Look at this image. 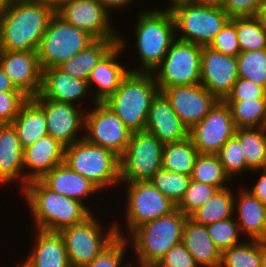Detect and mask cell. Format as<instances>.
Returning a JSON list of instances; mask_svg holds the SVG:
<instances>
[{"label":"cell","instance_id":"cell-39","mask_svg":"<svg viewBox=\"0 0 266 267\" xmlns=\"http://www.w3.org/2000/svg\"><path fill=\"white\" fill-rule=\"evenodd\" d=\"M238 77L266 88V49L237 55Z\"/></svg>","mask_w":266,"mask_h":267},{"label":"cell","instance_id":"cell-12","mask_svg":"<svg viewBox=\"0 0 266 267\" xmlns=\"http://www.w3.org/2000/svg\"><path fill=\"white\" fill-rule=\"evenodd\" d=\"M126 208V229L128 235L122 232L123 229L115 223L116 233L119 237L129 235L139 226L154 221L167 215L177 208L170 199L163 195L150 181L127 182Z\"/></svg>","mask_w":266,"mask_h":267},{"label":"cell","instance_id":"cell-17","mask_svg":"<svg viewBox=\"0 0 266 267\" xmlns=\"http://www.w3.org/2000/svg\"><path fill=\"white\" fill-rule=\"evenodd\" d=\"M238 78L237 57L202 46L200 84L211 94L218 100H224Z\"/></svg>","mask_w":266,"mask_h":267},{"label":"cell","instance_id":"cell-16","mask_svg":"<svg viewBox=\"0 0 266 267\" xmlns=\"http://www.w3.org/2000/svg\"><path fill=\"white\" fill-rule=\"evenodd\" d=\"M55 13L72 26L84 30L95 39H119L117 28L111 24L110 13L99 0H72Z\"/></svg>","mask_w":266,"mask_h":267},{"label":"cell","instance_id":"cell-44","mask_svg":"<svg viewBox=\"0 0 266 267\" xmlns=\"http://www.w3.org/2000/svg\"><path fill=\"white\" fill-rule=\"evenodd\" d=\"M211 48L227 56H235L241 52L236 31V18L230 19L215 35L209 45Z\"/></svg>","mask_w":266,"mask_h":267},{"label":"cell","instance_id":"cell-40","mask_svg":"<svg viewBox=\"0 0 266 267\" xmlns=\"http://www.w3.org/2000/svg\"><path fill=\"white\" fill-rule=\"evenodd\" d=\"M206 228L214 245L221 253L242 243L239 240L241 232L235 217L207 224Z\"/></svg>","mask_w":266,"mask_h":267},{"label":"cell","instance_id":"cell-6","mask_svg":"<svg viewBox=\"0 0 266 267\" xmlns=\"http://www.w3.org/2000/svg\"><path fill=\"white\" fill-rule=\"evenodd\" d=\"M186 216L176 208L171 213L137 227L127 238L134 246L138 266H154L170 248L182 242ZM131 236V237H130ZM131 239V240H130Z\"/></svg>","mask_w":266,"mask_h":267},{"label":"cell","instance_id":"cell-9","mask_svg":"<svg viewBox=\"0 0 266 267\" xmlns=\"http://www.w3.org/2000/svg\"><path fill=\"white\" fill-rule=\"evenodd\" d=\"M93 214L92 212L84 221L59 231L65 242L70 267L89 264L117 237L114 222L111 227H107L106 232Z\"/></svg>","mask_w":266,"mask_h":267},{"label":"cell","instance_id":"cell-5","mask_svg":"<svg viewBox=\"0 0 266 267\" xmlns=\"http://www.w3.org/2000/svg\"><path fill=\"white\" fill-rule=\"evenodd\" d=\"M168 9L174 18L176 38L200 46H209L231 19L221 4L173 0Z\"/></svg>","mask_w":266,"mask_h":267},{"label":"cell","instance_id":"cell-33","mask_svg":"<svg viewBox=\"0 0 266 267\" xmlns=\"http://www.w3.org/2000/svg\"><path fill=\"white\" fill-rule=\"evenodd\" d=\"M239 138L247 166L253 171L266 168V127L238 128Z\"/></svg>","mask_w":266,"mask_h":267},{"label":"cell","instance_id":"cell-55","mask_svg":"<svg viewBox=\"0 0 266 267\" xmlns=\"http://www.w3.org/2000/svg\"><path fill=\"white\" fill-rule=\"evenodd\" d=\"M10 0H0V15L7 9Z\"/></svg>","mask_w":266,"mask_h":267},{"label":"cell","instance_id":"cell-41","mask_svg":"<svg viewBox=\"0 0 266 267\" xmlns=\"http://www.w3.org/2000/svg\"><path fill=\"white\" fill-rule=\"evenodd\" d=\"M216 155L230 179L246 170L252 172L246 164L239 138L235 134L221 147Z\"/></svg>","mask_w":266,"mask_h":267},{"label":"cell","instance_id":"cell-30","mask_svg":"<svg viewBox=\"0 0 266 267\" xmlns=\"http://www.w3.org/2000/svg\"><path fill=\"white\" fill-rule=\"evenodd\" d=\"M118 43V39H95L58 68L72 77L87 80L93 68Z\"/></svg>","mask_w":266,"mask_h":267},{"label":"cell","instance_id":"cell-3","mask_svg":"<svg viewBox=\"0 0 266 267\" xmlns=\"http://www.w3.org/2000/svg\"><path fill=\"white\" fill-rule=\"evenodd\" d=\"M137 16L135 47L141 65L130 72L152 73L176 39L174 18L168 7L141 11Z\"/></svg>","mask_w":266,"mask_h":267},{"label":"cell","instance_id":"cell-34","mask_svg":"<svg viewBox=\"0 0 266 267\" xmlns=\"http://www.w3.org/2000/svg\"><path fill=\"white\" fill-rule=\"evenodd\" d=\"M238 128L266 127V99L224 100Z\"/></svg>","mask_w":266,"mask_h":267},{"label":"cell","instance_id":"cell-38","mask_svg":"<svg viewBox=\"0 0 266 267\" xmlns=\"http://www.w3.org/2000/svg\"><path fill=\"white\" fill-rule=\"evenodd\" d=\"M191 181V175L170 172L163 168L158 170L150 182L174 204L183 199Z\"/></svg>","mask_w":266,"mask_h":267},{"label":"cell","instance_id":"cell-43","mask_svg":"<svg viewBox=\"0 0 266 267\" xmlns=\"http://www.w3.org/2000/svg\"><path fill=\"white\" fill-rule=\"evenodd\" d=\"M127 245H129L126 237L117 236L106 248L98 254L89 264L83 267H130V265L122 266V262L126 253Z\"/></svg>","mask_w":266,"mask_h":267},{"label":"cell","instance_id":"cell-2","mask_svg":"<svg viewBox=\"0 0 266 267\" xmlns=\"http://www.w3.org/2000/svg\"><path fill=\"white\" fill-rule=\"evenodd\" d=\"M22 194L29 205L35 222L33 228L36 229L59 232L84 221L92 214L89 206L51 191L40 180L28 182Z\"/></svg>","mask_w":266,"mask_h":267},{"label":"cell","instance_id":"cell-53","mask_svg":"<svg viewBox=\"0 0 266 267\" xmlns=\"http://www.w3.org/2000/svg\"><path fill=\"white\" fill-rule=\"evenodd\" d=\"M258 18L260 19L262 26L266 32V0H263V2L261 4Z\"/></svg>","mask_w":266,"mask_h":267},{"label":"cell","instance_id":"cell-52","mask_svg":"<svg viewBox=\"0 0 266 267\" xmlns=\"http://www.w3.org/2000/svg\"><path fill=\"white\" fill-rule=\"evenodd\" d=\"M51 7L54 11L58 10L63 4L72 0H41Z\"/></svg>","mask_w":266,"mask_h":267},{"label":"cell","instance_id":"cell-51","mask_svg":"<svg viewBox=\"0 0 266 267\" xmlns=\"http://www.w3.org/2000/svg\"><path fill=\"white\" fill-rule=\"evenodd\" d=\"M0 91H20L12 83L9 76L5 73L0 63Z\"/></svg>","mask_w":266,"mask_h":267},{"label":"cell","instance_id":"cell-11","mask_svg":"<svg viewBox=\"0 0 266 267\" xmlns=\"http://www.w3.org/2000/svg\"><path fill=\"white\" fill-rule=\"evenodd\" d=\"M164 144L152 133L132 132L127 149L120 157V182L150 181L162 168Z\"/></svg>","mask_w":266,"mask_h":267},{"label":"cell","instance_id":"cell-19","mask_svg":"<svg viewBox=\"0 0 266 267\" xmlns=\"http://www.w3.org/2000/svg\"><path fill=\"white\" fill-rule=\"evenodd\" d=\"M0 63L14 86L32 98L40 93L42 69L37 51L0 50Z\"/></svg>","mask_w":266,"mask_h":267},{"label":"cell","instance_id":"cell-7","mask_svg":"<svg viewBox=\"0 0 266 267\" xmlns=\"http://www.w3.org/2000/svg\"><path fill=\"white\" fill-rule=\"evenodd\" d=\"M64 163L102 191L121 184L120 157L84 138L65 147Z\"/></svg>","mask_w":266,"mask_h":267},{"label":"cell","instance_id":"cell-27","mask_svg":"<svg viewBox=\"0 0 266 267\" xmlns=\"http://www.w3.org/2000/svg\"><path fill=\"white\" fill-rule=\"evenodd\" d=\"M182 243L199 267L221 266L222 253L214 245L206 225L187 217L183 227Z\"/></svg>","mask_w":266,"mask_h":267},{"label":"cell","instance_id":"cell-4","mask_svg":"<svg viewBox=\"0 0 266 267\" xmlns=\"http://www.w3.org/2000/svg\"><path fill=\"white\" fill-rule=\"evenodd\" d=\"M160 92L152 73L129 72L118 89L103 103L131 131L145 130L152 100Z\"/></svg>","mask_w":266,"mask_h":267},{"label":"cell","instance_id":"cell-25","mask_svg":"<svg viewBox=\"0 0 266 267\" xmlns=\"http://www.w3.org/2000/svg\"><path fill=\"white\" fill-rule=\"evenodd\" d=\"M24 189L23 148L13 124H0V186L13 181ZM10 182V183H9Z\"/></svg>","mask_w":266,"mask_h":267},{"label":"cell","instance_id":"cell-24","mask_svg":"<svg viewBox=\"0 0 266 267\" xmlns=\"http://www.w3.org/2000/svg\"><path fill=\"white\" fill-rule=\"evenodd\" d=\"M40 181L51 191L80 201L85 206L83 201H88V196L101 192L93 182L72 170L64 162L46 173Z\"/></svg>","mask_w":266,"mask_h":267},{"label":"cell","instance_id":"cell-56","mask_svg":"<svg viewBox=\"0 0 266 267\" xmlns=\"http://www.w3.org/2000/svg\"><path fill=\"white\" fill-rule=\"evenodd\" d=\"M194 1L205 2V3L221 4L223 0H194Z\"/></svg>","mask_w":266,"mask_h":267},{"label":"cell","instance_id":"cell-58","mask_svg":"<svg viewBox=\"0 0 266 267\" xmlns=\"http://www.w3.org/2000/svg\"><path fill=\"white\" fill-rule=\"evenodd\" d=\"M130 267H133V266H132V264H131V266H130ZM140 267H153V266H140Z\"/></svg>","mask_w":266,"mask_h":267},{"label":"cell","instance_id":"cell-8","mask_svg":"<svg viewBox=\"0 0 266 267\" xmlns=\"http://www.w3.org/2000/svg\"><path fill=\"white\" fill-rule=\"evenodd\" d=\"M94 40L88 32L72 26L55 13L37 49L41 69L58 67Z\"/></svg>","mask_w":266,"mask_h":267},{"label":"cell","instance_id":"cell-28","mask_svg":"<svg viewBox=\"0 0 266 267\" xmlns=\"http://www.w3.org/2000/svg\"><path fill=\"white\" fill-rule=\"evenodd\" d=\"M37 242L28 253L27 262L32 267H70L65 242L60 232L31 229Z\"/></svg>","mask_w":266,"mask_h":267},{"label":"cell","instance_id":"cell-54","mask_svg":"<svg viewBox=\"0 0 266 267\" xmlns=\"http://www.w3.org/2000/svg\"><path fill=\"white\" fill-rule=\"evenodd\" d=\"M261 267H266V241H261Z\"/></svg>","mask_w":266,"mask_h":267},{"label":"cell","instance_id":"cell-37","mask_svg":"<svg viewBox=\"0 0 266 267\" xmlns=\"http://www.w3.org/2000/svg\"><path fill=\"white\" fill-rule=\"evenodd\" d=\"M220 267H261V241L248 239L225 250Z\"/></svg>","mask_w":266,"mask_h":267},{"label":"cell","instance_id":"cell-31","mask_svg":"<svg viewBox=\"0 0 266 267\" xmlns=\"http://www.w3.org/2000/svg\"><path fill=\"white\" fill-rule=\"evenodd\" d=\"M236 197L238 195L236 196L233 193V188L231 190V187L218 189L212 198L199 207L190 218L201 225L232 218L236 214L234 210V199Z\"/></svg>","mask_w":266,"mask_h":267},{"label":"cell","instance_id":"cell-18","mask_svg":"<svg viewBox=\"0 0 266 267\" xmlns=\"http://www.w3.org/2000/svg\"><path fill=\"white\" fill-rule=\"evenodd\" d=\"M162 93L188 129L202 121L218 101L200 83L165 88Z\"/></svg>","mask_w":266,"mask_h":267},{"label":"cell","instance_id":"cell-26","mask_svg":"<svg viewBox=\"0 0 266 267\" xmlns=\"http://www.w3.org/2000/svg\"><path fill=\"white\" fill-rule=\"evenodd\" d=\"M246 188L242 187L238 193L239 197L234 199V210L237 211L235 216H238L235 220L241 234L247 235V240L266 241V204Z\"/></svg>","mask_w":266,"mask_h":267},{"label":"cell","instance_id":"cell-21","mask_svg":"<svg viewBox=\"0 0 266 267\" xmlns=\"http://www.w3.org/2000/svg\"><path fill=\"white\" fill-rule=\"evenodd\" d=\"M145 130L163 144L179 142L189 137L188 127L174 112L170 101L162 92L152 100Z\"/></svg>","mask_w":266,"mask_h":267},{"label":"cell","instance_id":"cell-10","mask_svg":"<svg viewBox=\"0 0 266 267\" xmlns=\"http://www.w3.org/2000/svg\"><path fill=\"white\" fill-rule=\"evenodd\" d=\"M201 48L175 39L161 63L152 71L160 92L165 88L200 83Z\"/></svg>","mask_w":266,"mask_h":267},{"label":"cell","instance_id":"cell-32","mask_svg":"<svg viewBox=\"0 0 266 267\" xmlns=\"http://www.w3.org/2000/svg\"><path fill=\"white\" fill-rule=\"evenodd\" d=\"M198 155L199 152L189 137L179 142L166 143L163 146L162 168L170 172L191 175Z\"/></svg>","mask_w":266,"mask_h":267},{"label":"cell","instance_id":"cell-13","mask_svg":"<svg viewBox=\"0 0 266 267\" xmlns=\"http://www.w3.org/2000/svg\"><path fill=\"white\" fill-rule=\"evenodd\" d=\"M92 107L85 112L84 139L121 157L127 149L132 132L104 103H94Z\"/></svg>","mask_w":266,"mask_h":267},{"label":"cell","instance_id":"cell-57","mask_svg":"<svg viewBox=\"0 0 266 267\" xmlns=\"http://www.w3.org/2000/svg\"><path fill=\"white\" fill-rule=\"evenodd\" d=\"M32 267L29 262H27V260L25 259L24 262H22V264H19L18 267Z\"/></svg>","mask_w":266,"mask_h":267},{"label":"cell","instance_id":"cell-47","mask_svg":"<svg viewBox=\"0 0 266 267\" xmlns=\"http://www.w3.org/2000/svg\"><path fill=\"white\" fill-rule=\"evenodd\" d=\"M266 99V88L250 80L238 78L224 100Z\"/></svg>","mask_w":266,"mask_h":267},{"label":"cell","instance_id":"cell-46","mask_svg":"<svg viewBox=\"0 0 266 267\" xmlns=\"http://www.w3.org/2000/svg\"><path fill=\"white\" fill-rule=\"evenodd\" d=\"M153 267H199L193 256L181 242L160 258Z\"/></svg>","mask_w":266,"mask_h":267},{"label":"cell","instance_id":"cell-22","mask_svg":"<svg viewBox=\"0 0 266 267\" xmlns=\"http://www.w3.org/2000/svg\"><path fill=\"white\" fill-rule=\"evenodd\" d=\"M65 146L47 135L23 149L24 188L64 162ZM28 170V171H27Z\"/></svg>","mask_w":266,"mask_h":267},{"label":"cell","instance_id":"cell-35","mask_svg":"<svg viewBox=\"0 0 266 267\" xmlns=\"http://www.w3.org/2000/svg\"><path fill=\"white\" fill-rule=\"evenodd\" d=\"M191 179L218 189L226 188L228 180L230 181L216 154H199L194 163Z\"/></svg>","mask_w":266,"mask_h":267},{"label":"cell","instance_id":"cell-29","mask_svg":"<svg viewBox=\"0 0 266 267\" xmlns=\"http://www.w3.org/2000/svg\"><path fill=\"white\" fill-rule=\"evenodd\" d=\"M12 124L23 149L48 135L44 110L32 98L22 105Z\"/></svg>","mask_w":266,"mask_h":267},{"label":"cell","instance_id":"cell-23","mask_svg":"<svg viewBox=\"0 0 266 267\" xmlns=\"http://www.w3.org/2000/svg\"><path fill=\"white\" fill-rule=\"evenodd\" d=\"M87 80L72 77L58 67L42 69L40 94L49 100L78 105L89 94Z\"/></svg>","mask_w":266,"mask_h":267},{"label":"cell","instance_id":"cell-14","mask_svg":"<svg viewBox=\"0 0 266 267\" xmlns=\"http://www.w3.org/2000/svg\"><path fill=\"white\" fill-rule=\"evenodd\" d=\"M235 131L229 105L218 100L204 119L189 129V138L199 154H216Z\"/></svg>","mask_w":266,"mask_h":267},{"label":"cell","instance_id":"cell-50","mask_svg":"<svg viewBox=\"0 0 266 267\" xmlns=\"http://www.w3.org/2000/svg\"><path fill=\"white\" fill-rule=\"evenodd\" d=\"M100 3L103 5V7L109 12L113 11L114 9L116 10H121L128 6L129 4H131L133 1L135 0H99ZM113 8V9H112Z\"/></svg>","mask_w":266,"mask_h":267},{"label":"cell","instance_id":"cell-42","mask_svg":"<svg viewBox=\"0 0 266 267\" xmlns=\"http://www.w3.org/2000/svg\"><path fill=\"white\" fill-rule=\"evenodd\" d=\"M218 190L210 184L200 183L191 179L183 199L177 208L186 217H190L199 207L206 204Z\"/></svg>","mask_w":266,"mask_h":267},{"label":"cell","instance_id":"cell-48","mask_svg":"<svg viewBox=\"0 0 266 267\" xmlns=\"http://www.w3.org/2000/svg\"><path fill=\"white\" fill-rule=\"evenodd\" d=\"M263 0H223L221 6L232 19L258 16Z\"/></svg>","mask_w":266,"mask_h":267},{"label":"cell","instance_id":"cell-36","mask_svg":"<svg viewBox=\"0 0 266 267\" xmlns=\"http://www.w3.org/2000/svg\"><path fill=\"white\" fill-rule=\"evenodd\" d=\"M236 31L241 52L266 49V32L258 16L236 17Z\"/></svg>","mask_w":266,"mask_h":267},{"label":"cell","instance_id":"cell-49","mask_svg":"<svg viewBox=\"0 0 266 267\" xmlns=\"http://www.w3.org/2000/svg\"><path fill=\"white\" fill-rule=\"evenodd\" d=\"M259 171H262V173H260ZM253 172H259L261 176L257 180V182L254 183L252 189L247 188L246 190L256 198H258L262 203L266 204V168L253 170Z\"/></svg>","mask_w":266,"mask_h":267},{"label":"cell","instance_id":"cell-1","mask_svg":"<svg viewBox=\"0 0 266 267\" xmlns=\"http://www.w3.org/2000/svg\"><path fill=\"white\" fill-rule=\"evenodd\" d=\"M55 11L41 0H13L0 15V50L37 51Z\"/></svg>","mask_w":266,"mask_h":267},{"label":"cell","instance_id":"cell-15","mask_svg":"<svg viewBox=\"0 0 266 267\" xmlns=\"http://www.w3.org/2000/svg\"><path fill=\"white\" fill-rule=\"evenodd\" d=\"M32 99L44 110L49 136L65 147L84 138L81 129L85 126V110L72 103L46 99L40 93Z\"/></svg>","mask_w":266,"mask_h":267},{"label":"cell","instance_id":"cell-20","mask_svg":"<svg viewBox=\"0 0 266 267\" xmlns=\"http://www.w3.org/2000/svg\"><path fill=\"white\" fill-rule=\"evenodd\" d=\"M124 39L119 37L118 43L99 61L87 78L89 87L96 86V91L93 90V104L106 101L130 72L117 59L126 47L127 41Z\"/></svg>","mask_w":266,"mask_h":267},{"label":"cell","instance_id":"cell-45","mask_svg":"<svg viewBox=\"0 0 266 267\" xmlns=\"http://www.w3.org/2000/svg\"><path fill=\"white\" fill-rule=\"evenodd\" d=\"M28 99L22 91H0V124H12Z\"/></svg>","mask_w":266,"mask_h":267}]
</instances>
